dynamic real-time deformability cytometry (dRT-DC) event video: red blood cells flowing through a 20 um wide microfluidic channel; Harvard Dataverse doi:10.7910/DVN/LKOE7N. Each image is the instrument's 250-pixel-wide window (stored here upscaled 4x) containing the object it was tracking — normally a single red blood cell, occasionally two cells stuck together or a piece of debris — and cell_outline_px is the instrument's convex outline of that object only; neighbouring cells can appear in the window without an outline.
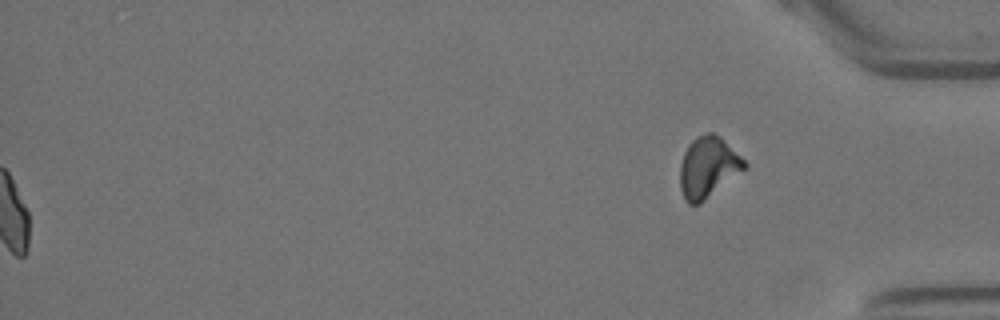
{"species": "Egyptian fruit bat (a non-hibernating species)", "species_latin": "Rousettus aegyptiacus", "temperature_condition": "warm", "stored_images_in_passage": 46, "segment_of_instrument_passage": [2, 2], "camera_frame_rate_fps": 3000, "um_per_image_px": 0.085, "animal": {"sex": "female"}, "frame": {"image": 1, "passage_image": 46, "time_ms": 15.0, "image_size_px": [1000, 320], "cell_outline_px": [[748, 164], [744, 168], [700, 204], [688, 204], [684, 200], [680, 188], [680, 164], [684, 152], [688, 144], [696, 136], [708, 132], [712, 132], [720, 136]], "centroid_in_image_um": [60.13, 14.2], "position_along_channel_um": 375.1, "area_um2": 22.6}}